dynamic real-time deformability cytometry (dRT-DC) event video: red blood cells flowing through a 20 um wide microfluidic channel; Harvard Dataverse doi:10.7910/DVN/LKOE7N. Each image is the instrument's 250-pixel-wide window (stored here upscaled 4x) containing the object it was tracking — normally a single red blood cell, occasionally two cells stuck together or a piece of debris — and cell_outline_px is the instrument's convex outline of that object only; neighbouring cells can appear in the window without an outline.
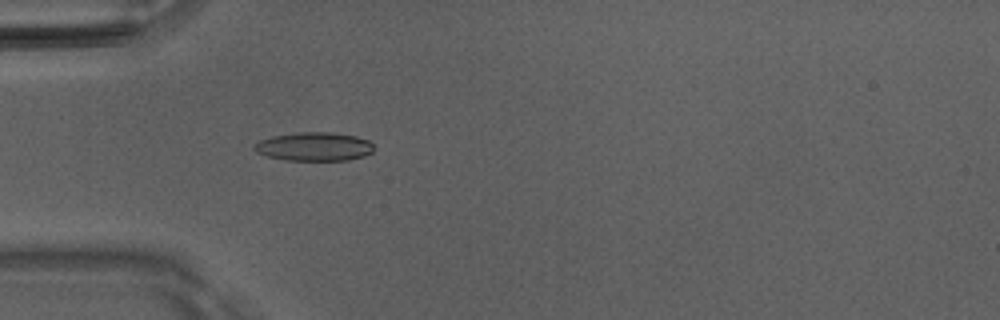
{"species": "Egyptian fruit bat (a non-hibernating species)", "species_latin": "Rousettus aegyptiacus", "temperature_condition": "room temperature", "stored_images_in_passage": 49, "camera_frame_rate_fps": 3000, "um_per_image_px": 0.085, "animal": {"sex": "male"}, "frame": {"image": 1, "passage_image": 14, "time_ms": 4.333, "image_size_px": [1000, 320], "cell_outline_px": [[376, 148], [372, 152], [364, 156], [348, 160], [284, 160], [268, 156], [256, 152], [252, 148], [252, 144], [260, 140], [272, 136], [300, 132], [332, 132], [356, 136], [368, 140]], "centroid_in_image_um": [26.7, 12.46], "position_along_channel_um": 58.3, "area_um2": 20.11}}
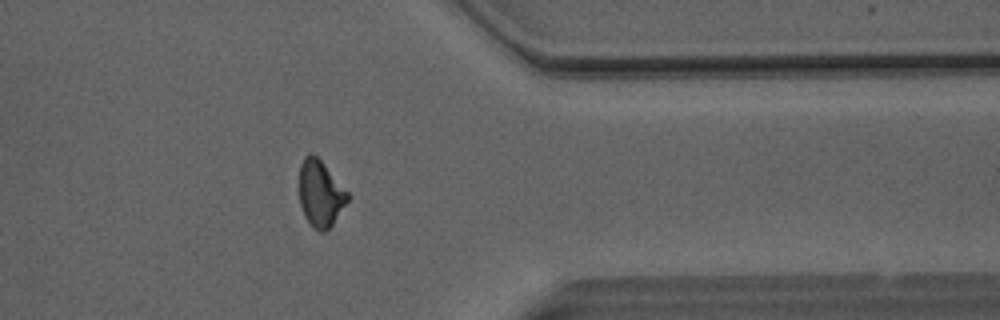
{"frame": {"image": 2, "passage_image": 39, "time_ms": 12.667, "image_size_px": [1000, 320], "cell_outline_px": [[348, 200], [332, 224], [324, 232], [320, 232], [312, 228], [304, 216], [300, 204], [300, 164], [304, 156], [312, 152], [324, 164], [348, 192]], "centroid_in_image_um": [27.21, 16.46], "position_along_channel_um": 384.2, "area_um2": 18.5}}
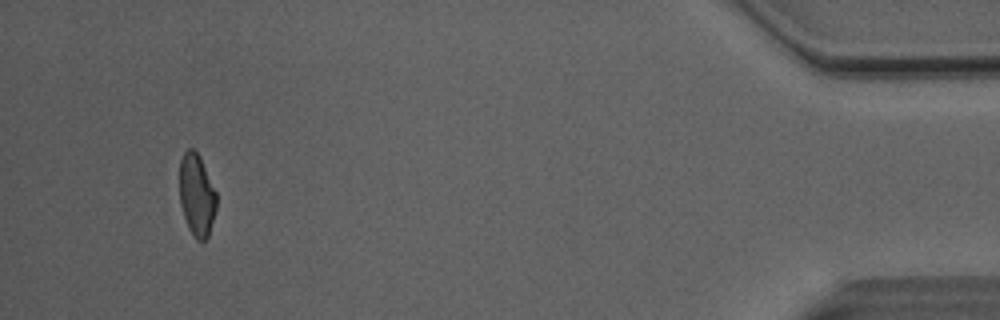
{"frame": {"image": 3, "passage_image": 46, "time_ms": 15.0, "image_size_px": [1000, 320], "cell_outline_px": [[216, 208], [208, 236], [204, 240], [196, 240], [188, 228], [180, 204], [180, 160], [184, 152], [188, 148], [192, 148], [200, 156], [216, 192]], "centroid_in_image_um": [16.71, 16.57], "position_along_channel_um": 418.5, "area_um2": 17.57}, "authors_computed_cell_mechanics": {"area_um2": 18.9584, "velocity_mm_per_s": 4.1134, "shape_relaxation_time_tau1_ms": 4.5298, "shape_relaxation_time_tau2_ms": 2.7684, "deformation_change_tau1": 0.179, "deformation_change_tau2": 0.0957}}